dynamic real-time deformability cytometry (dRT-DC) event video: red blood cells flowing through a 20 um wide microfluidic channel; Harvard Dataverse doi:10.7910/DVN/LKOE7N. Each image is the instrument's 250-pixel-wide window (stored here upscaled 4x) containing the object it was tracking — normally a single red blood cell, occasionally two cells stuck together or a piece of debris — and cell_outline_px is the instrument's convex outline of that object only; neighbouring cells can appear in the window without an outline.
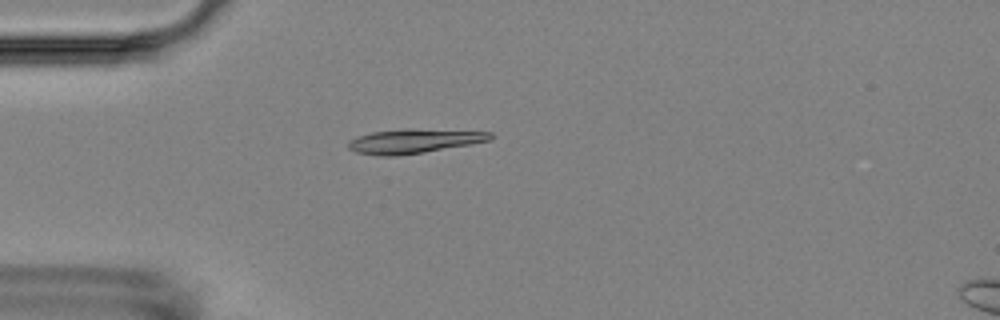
{"species": "Egyptian fruit bat (a non-hibernating species)", "species_latin": "Rousettus aegyptiacus", "temperature_condition": "room temperature", "stored_images_in_passage": 6, "camera_frame_rate_fps": 3000, "um_per_image_px": 0.085, "animal": {"sex": "female"}, "frame": {"image": 1, "passage_image": 6, "time_ms": 7.667, "image_size_px": [1000, 320], "cell_outline_px": [[496, 136], [492, 140], [472, 144], [424, 152], [396, 156], [380, 156], [356, 152], [348, 148], [348, 140], [356, 136], [372, 132], [404, 128], [412, 128], [492, 132]], "centroid_in_image_um": [35.21, 11.98], "position_along_channel_um": 49.8, "area_um2": 20.46}}